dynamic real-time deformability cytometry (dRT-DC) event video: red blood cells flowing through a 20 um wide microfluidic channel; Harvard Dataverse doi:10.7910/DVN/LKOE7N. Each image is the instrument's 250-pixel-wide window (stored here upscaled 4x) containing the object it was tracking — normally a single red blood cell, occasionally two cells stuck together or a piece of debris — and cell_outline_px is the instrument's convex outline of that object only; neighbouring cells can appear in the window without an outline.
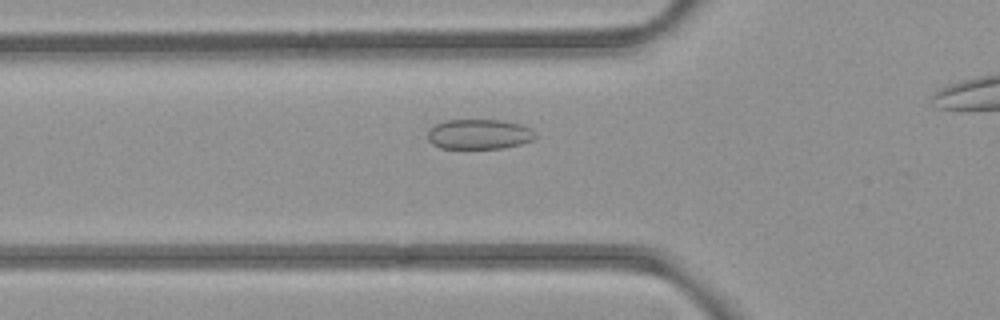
{"species": "common noctule bat (a hibernating species)", "species_latin": "Nyctalus noctula", "temperature_condition": "room temperature", "stored_images_in_passage": 36, "camera_frame_rate_fps": 3000, "um_per_image_px": 0.085, "animal": {"sex": "female", "body_mass_g": 21.9}, "frame": {"image": 1, "passage_image": 11, "time_ms": 3.333, "image_size_px": [1000, 320], "cell_outline_px": [[536, 136], [532, 140], [520, 144], [504, 148], [440, 148], [432, 144], [428, 140], [428, 128], [436, 124], [448, 120], [504, 120], [520, 124], [532, 128], [536, 132]], "centroid_in_image_um": [40.74, 11.4], "position_along_channel_um": 85.1, "area_um2": 18.96}}
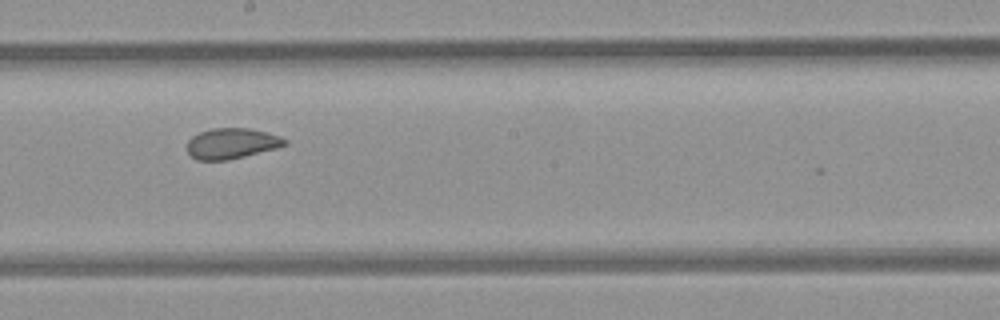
{"frame": {"image": 2, "passage_image": 22, "time_ms": 7.0, "image_size_px": [1000, 320], "cell_outline_px": [[288, 144], [276, 148], [228, 160], [196, 160], [188, 152], [188, 140], [192, 136], [200, 132], [212, 128], [248, 128], [268, 132], [280, 136], [288, 140]], "centroid_in_image_um": [19.71, 12.18], "position_along_channel_um": 228.5, "area_um2": 17.4}}
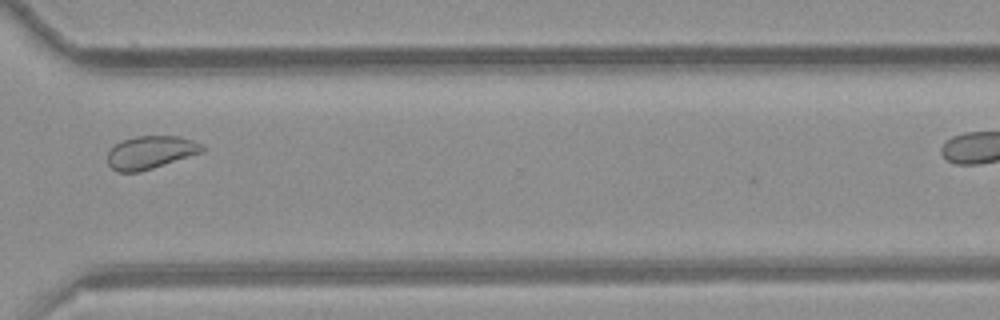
{"frame": {"image": 3, "passage_image": 32, "time_ms": 10.333, "image_size_px": [1000, 320], "cell_outline_px": [[204, 152], [140, 172], [116, 172], [108, 164], [108, 152], [120, 140], [136, 136], [180, 136], [192, 140], [200, 144], [204, 148]], "centroid_in_image_um": [12.79, 12.95], "position_along_channel_um": 357.8, "area_um2": 18.21}}